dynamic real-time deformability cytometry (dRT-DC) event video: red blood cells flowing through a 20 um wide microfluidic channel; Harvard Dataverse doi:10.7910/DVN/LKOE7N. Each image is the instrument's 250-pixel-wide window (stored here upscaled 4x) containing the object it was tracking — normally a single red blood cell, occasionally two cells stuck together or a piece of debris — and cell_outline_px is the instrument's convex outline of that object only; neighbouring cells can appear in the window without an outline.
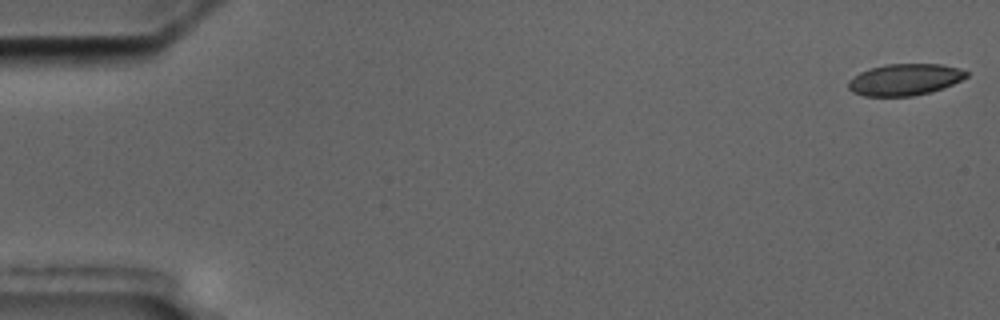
{"species": "common noctule bat (a hibernating species)", "species_latin": "Nyctalus noctula", "temperature_condition": "cold", "stored_images_in_passage": 8, "camera_frame_rate_fps": 3000, "um_per_image_px": 0.085, "animal": {"sex": "male", "body_mass_g": 17.5, "forearm_length_mm": 52.3}, "frame": {"image": 1, "passage_image": 1, "time_ms": 0.0, "image_size_px": [1000, 320], "cell_outline_px": [[968, 76], [952, 84], [928, 92], [912, 96], [864, 96], [852, 92], [848, 88], [848, 80], [860, 72], [884, 64], [940, 64], [960, 68], [968, 72]], "centroid_in_image_um": [76.88, 6.76], "position_along_channel_um": 8.1, "area_um2": 21.56}}
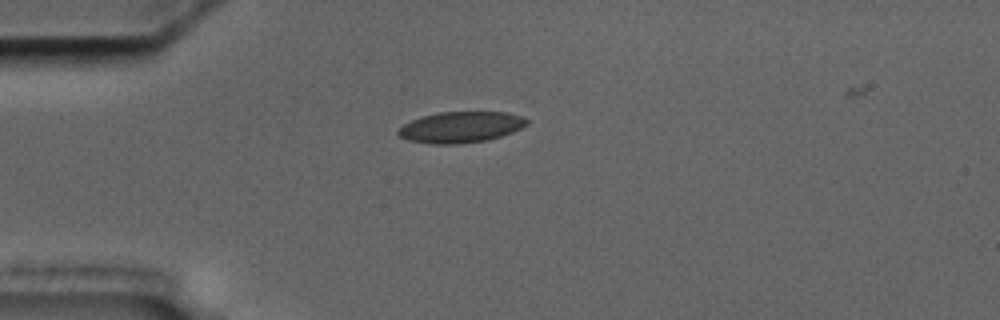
{"frame": {"image": 2, "passage_image": 5, "time_ms": 4.667, "image_size_px": [1000, 320], "cell_outline_px": [[528, 124], [512, 132], [488, 140], [460, 144], [432, 144], [408, 140], [400, 136], [396, 132], [404, 124], [412, 120], [424, 116], [440, 112], [508, 112], [524, 116], [528, 120]], "centroid_in_image_um": [39.2, 10.81], "position_along_channel_um": 45.8, "area_um2": 23.24}}
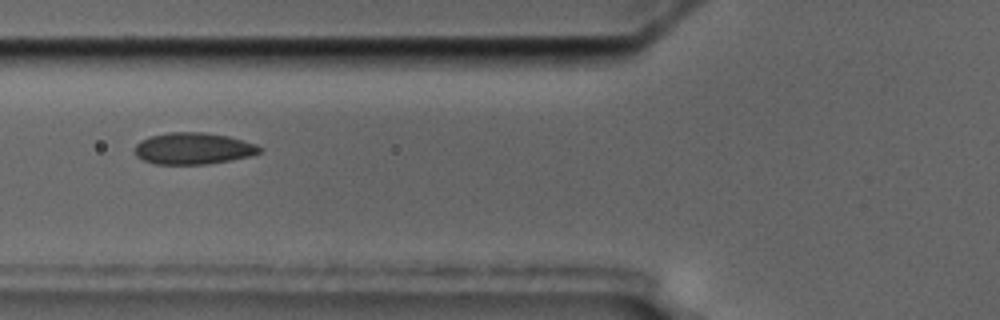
{"frame": {"image": 3, "passage_image": 7, "time_ms": 7.0, "image_size_px": [1000, 320], "cell_outline_px": [[264, 148], [260, 152], [252, 156], [204, 164], [156, 164], [144, 160], [136, 156], [132, 148], [140, 140], [148, 136], [168, 132], [204, 132], [228, 136], [256, 144]], "centroid_in_image_um": [16.39, 12.61], "position_along_channel_um": 109.4, "area_um2": 23.18}}